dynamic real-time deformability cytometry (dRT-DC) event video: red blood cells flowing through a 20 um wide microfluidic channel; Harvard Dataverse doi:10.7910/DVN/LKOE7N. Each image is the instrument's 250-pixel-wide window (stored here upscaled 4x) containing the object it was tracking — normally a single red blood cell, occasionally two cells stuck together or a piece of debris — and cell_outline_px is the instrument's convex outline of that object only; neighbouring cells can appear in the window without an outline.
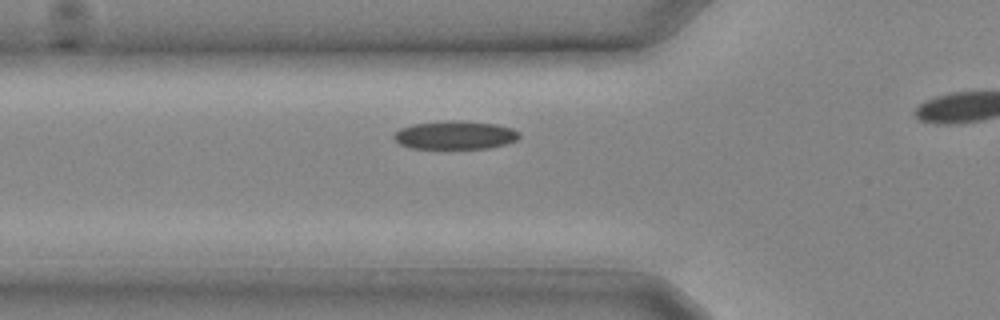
{"species": "common noctule bat (a hibernating species)", "species_latin": "Nyctalus noctula", "temperature_condition": "cold", "stored_images_in_passage": 6, "camera_frame_rate_fps": 3000, "um_per_image_px": 0.085, "animal": {"sex": "male", "body_mass_g": 20.4}, "frame": {"image": 1, "passage_image": 3, "time_ms": 0.667, "image_size_px": [1000, 320], "cell_outline_px": [[520, 136], [516, 140], [504, 144], [488, 148], [412, 148], [400, 144], [392, 136], [400, 128], [412, 124], [456, 120], [496, 124], [512, 128], [520, 132]], "centroid_in_image_um": [38.69, 11.48], "position_along_channel_um": 87.1, "area_um2": 20.52}}
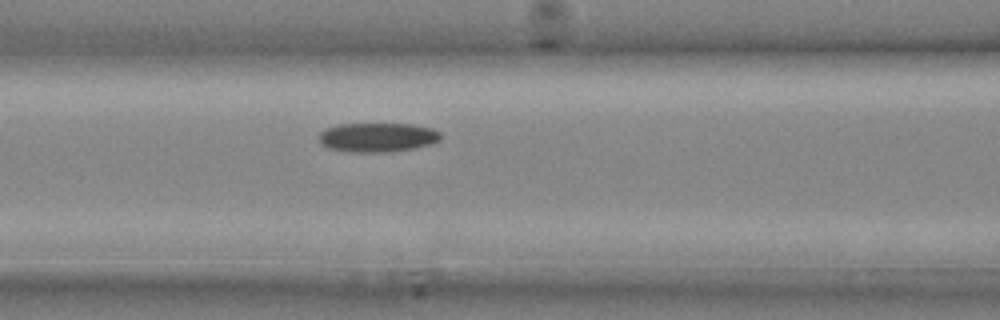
{"frame": {"image": 2, "passage_image": 5, "time_ms": 1.333, "image_size_px": [1000, 320], "cell_outline_px": [[440, 140], [432, 144], [412, 148], [388, 152], [348, 152], [328, 148], [320, 140], [320, 132], [324, 128], [336, 124], [412, 124], [432, 128], [440, 132]], "centroid_in_image_um": [32.09, 11.67], "position_along_channel_um": 134.5, "area_um2": 20.75}}